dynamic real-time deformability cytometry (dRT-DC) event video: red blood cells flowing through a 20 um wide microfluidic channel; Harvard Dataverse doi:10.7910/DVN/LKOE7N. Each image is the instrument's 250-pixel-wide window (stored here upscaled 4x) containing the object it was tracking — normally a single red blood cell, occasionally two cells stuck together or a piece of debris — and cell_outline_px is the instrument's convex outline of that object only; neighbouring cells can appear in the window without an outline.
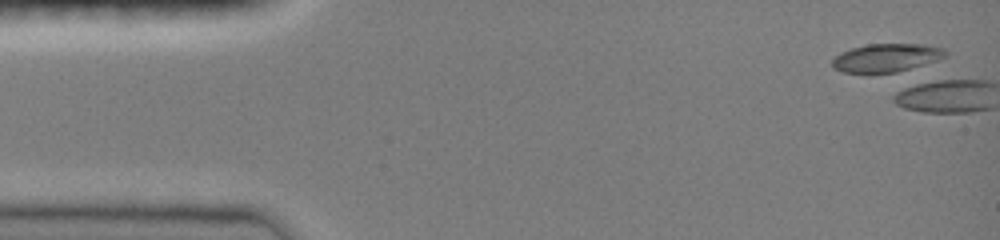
{"species": "common noctule bat (a hibernating species)", "species_latin": "Nyctalus noctula", "temperature_condition": "room temperature", "stored_images_in_passage": 3, "camera_frame_rate_fps": 3000, "um_per_image_px": 0.085, "animal": {"sex": "female", "body_mass_g": 19.0, "forearm_length_mm": 51.5}, "frame": {"image": 1, "passage_image": 1, "time_ms": 0.0, "image_size_px": [1000, 240], "cell_outline_px": [[948, 56], [916, 68], [896, 72], [844, 72], [832, 68], [832, 60], [840, 52], [852, 48], [868, 44], [924, 44], [944, 48], [948, 52]], "centroid_in_image_um": [75.4, 4.9], "position_along_channel_um": 9.6, "area_um2": 18.79}}